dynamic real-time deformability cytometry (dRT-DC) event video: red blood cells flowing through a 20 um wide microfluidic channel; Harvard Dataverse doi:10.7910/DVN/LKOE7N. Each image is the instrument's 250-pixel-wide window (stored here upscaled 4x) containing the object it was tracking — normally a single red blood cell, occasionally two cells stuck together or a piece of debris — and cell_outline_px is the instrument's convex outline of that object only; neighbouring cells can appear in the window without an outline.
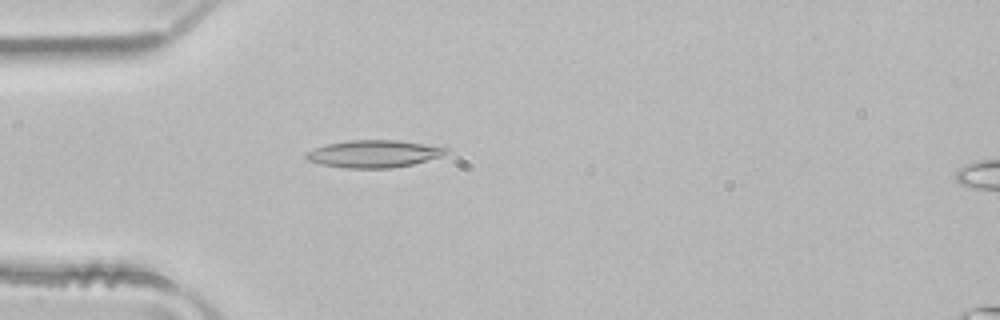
{"species": "common noctule bat (a hibernating species)", "species_latin": "Nyctalus noctula", "temperature_condition": "room temperature", "stored_images_in_passage": 50, "camera_frame_rate_fps": 3000, "um_per_image_px": 0.085, "animal": {"sex": "male", "body_mass_g": 21.5, "forearm_length_mm": 52.0}, "frame": {"image": 1, "passage_image": 14, "time_ms": 4.333, "image_size_px": [1000, 320], "cell_outline_px": [[448, 152], [440, 156], [412, 164], [392, 168], [344, 168], [320, 164], [308, 160], [304, 156], [308, 152], [316, 148], [328, 144], [348, 140], [396, 140], [448, 148]], "centroid_in_image_um": [31.75, 13.08], "position_along_channel_um": 53.3, "area_um2": 21.96}}
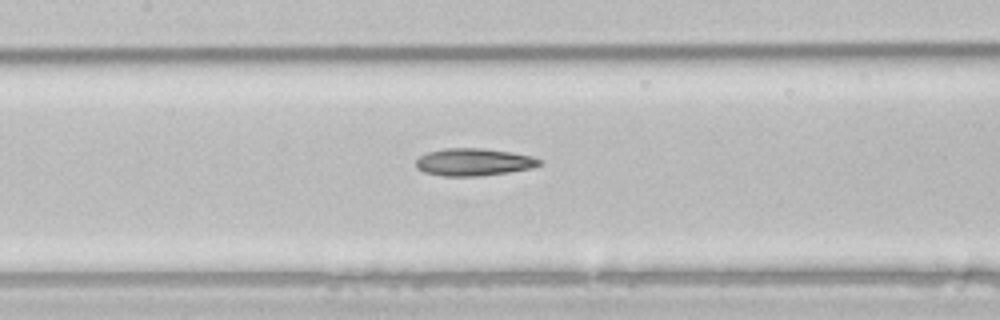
{"frame": {"image": 2, "passage_image": 23, "time_ms": 7.333, "image_size_px": [1000, 320], "cell_outline_px": [[540, 164], [532, 168], [508, 172], [480, 176], [444, 176], [424, 172], [416, 168], [416, 160], [420, 156], [428, 152], [444, 148], [484, 148], [512, 152], [532, 156], [540, 160]], "centroid_in_image_um": [40.24, 13.77], "position_along_channel_um": 167.2, "area_um2": 19.71}}
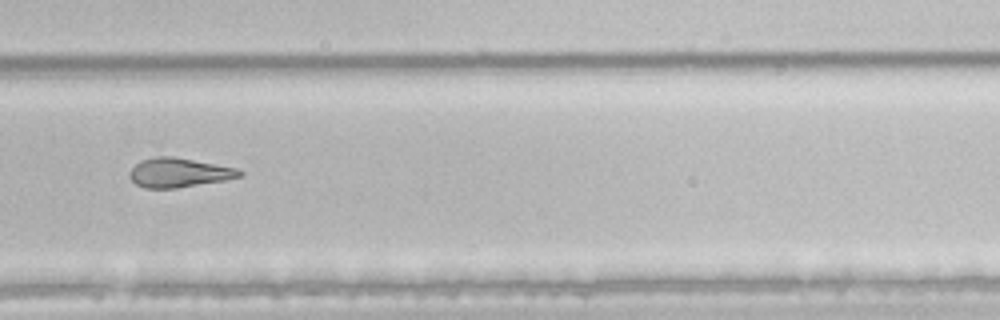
{"frame": {"image": 3, "passage_image": 34, "time_ms": 11.0, "image_size_px": [1000, 320], "cell_outline_px": [[244, 176], [224, 180], [176, 188], [144, 188], [136, 184], [128, 176], [128, 172], [140, 160], [156, 156], [172, 156], [236, 168], [244, 172]], "centroid_in_image_um": [15.18, 14.67], "position_along_channel_um": 314.6, "area_um2": 18.73}, "authors_computed_cell_mechanics": {"area_um2": 20.7502, "velocity_mm_per_s": 4.0416, "shape_relaxation_time_tau1_ms": 11.038, "shape_relaxation_time_tau2_ms": 7.1794, "deformation_change_tau1": 0.246, "deformation_change_tau2": 0.205}}